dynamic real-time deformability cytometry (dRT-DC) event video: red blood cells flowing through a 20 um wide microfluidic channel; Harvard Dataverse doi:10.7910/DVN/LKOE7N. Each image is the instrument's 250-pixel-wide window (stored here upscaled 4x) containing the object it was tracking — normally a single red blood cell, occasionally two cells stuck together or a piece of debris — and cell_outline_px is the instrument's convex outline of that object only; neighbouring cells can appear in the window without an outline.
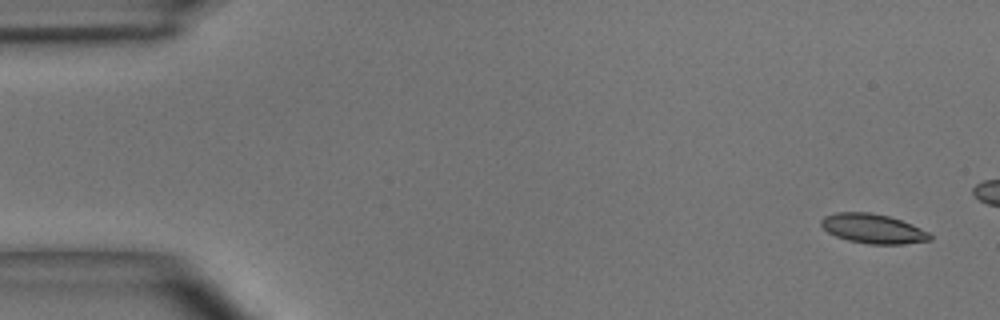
{"species": "common noctule bat (a hibernating species)", "species_latin": "Nyctalus noctula", "temperature_condition": "room temperature", "stored_images_in_passage": 5, "camera_frame_rate_fps": 3000, "um_per_image_px": 0.085, "animal": {"sex": "male", "body_mass_g": 15.6}, "frame": {"image": 1, "passage_image": 1, "time_ms": 0.0, "image_size_px": [1000, 320], "cell_outline_px": [[932, 240], [904, 244], [868, 244], [848, 240], [836, 236], [828, 232], [820, 224], [820, 220], [824, 216], [836, 212], [868, 212], [888, 216], [912, 224], [928, 232], [932, 236]], "centroid_in_image_um": [74.2, 19.44], "position_along_channel_um": 10.8, "area_um2": 18.67}}